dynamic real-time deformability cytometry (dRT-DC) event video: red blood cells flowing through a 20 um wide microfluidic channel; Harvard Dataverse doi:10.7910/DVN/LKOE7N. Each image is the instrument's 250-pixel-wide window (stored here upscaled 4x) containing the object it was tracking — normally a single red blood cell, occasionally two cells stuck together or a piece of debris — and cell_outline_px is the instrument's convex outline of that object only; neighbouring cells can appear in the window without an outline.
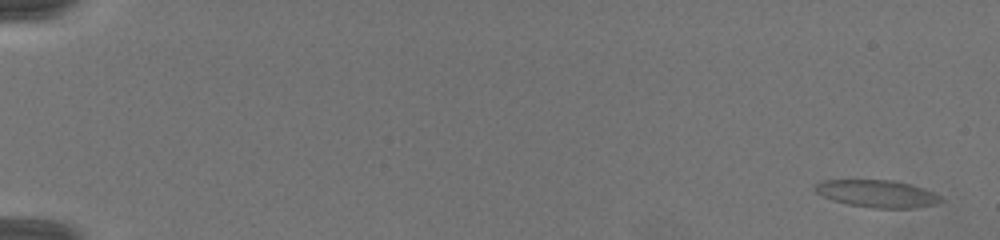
{"species": "common noctule bat (a hibernating species)", "species_latin": "Nyctalus noctula", "temperature_condition": "warm", "stored_images_in_passage": 58, "camera_frame_rate_fps": 3000, "um_per_image_px": 0.085, "animal": {"sex": "female", "body_mass_g": 19.5, "forearm_length_mm": 54.1}, "frame": {"image": 1, "passage_image": 1, "time_ms": 0.0, "image_size_px": [1000, 240], "cell_outline_px": [[940, 200], [928, 204], [912, 208], [876, 208], [848, 204], [832, 200], [816, 192], [816, 184], [820, 180], [892, 180], [908, 184], [920, 188], [936, 196]], "centroid_in_image_um": [74.4, 16.45], "position_along_channel_um": 10.6, "area_um2": 19.13}}
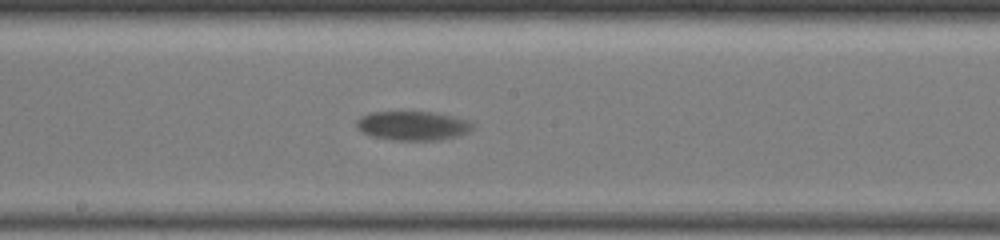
{"frame": {"image": 2, "passage_image": 36, "time_ms": 10.0, "image_size_px": [1000, 240], "cell_outline_px": [[472, 128], [468, 132], [456, 136], [440, 140], [388, 140], [372, 136], [360, 132], [356, 124], [356, 120], [372, 112], [432, 112], [452, 116], [464, 120], [472, 124]], "centroid_in_image_um": [35.03, 10.7], "position_along_channel_um": 213.2, "area_um2": 19.48}}
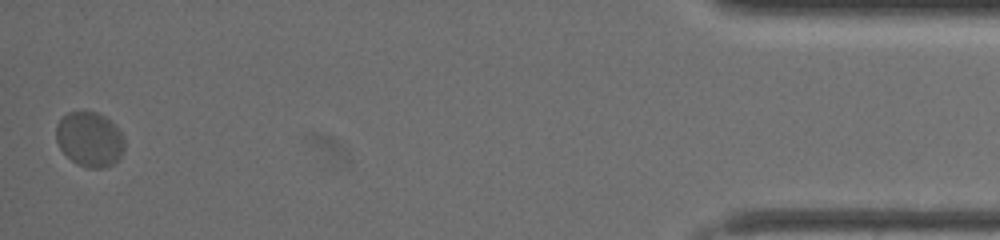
{"frame": {"image": 3, "passage_image": 58, "time_ms": 17.333, "image_size_px": [1000, 240], "cell_outline_px": [[124, 148], [120, 156], [112, 164], [100, 168], [88, 168], [76, 164], [60, 148], [56, 140], [56, 124], [68, 112], [96, 112], [104, 116], [124, 136]], "centroid_in_image_um": [7.6, 11.84], "position_along_channel_um": 427.6, "area_um2": 21.5}, "authors_computed_cell_mechanics": {"area_um2": 19.4208, "velocity_mm_per_s": 3.9947, "shape_relaxation_time_tau1_ms": 2.8212, "shape_relaxation_time_tau2_ms": null, "deformation_change_tau1": 0.099, "deformation_change_tau2": null}}